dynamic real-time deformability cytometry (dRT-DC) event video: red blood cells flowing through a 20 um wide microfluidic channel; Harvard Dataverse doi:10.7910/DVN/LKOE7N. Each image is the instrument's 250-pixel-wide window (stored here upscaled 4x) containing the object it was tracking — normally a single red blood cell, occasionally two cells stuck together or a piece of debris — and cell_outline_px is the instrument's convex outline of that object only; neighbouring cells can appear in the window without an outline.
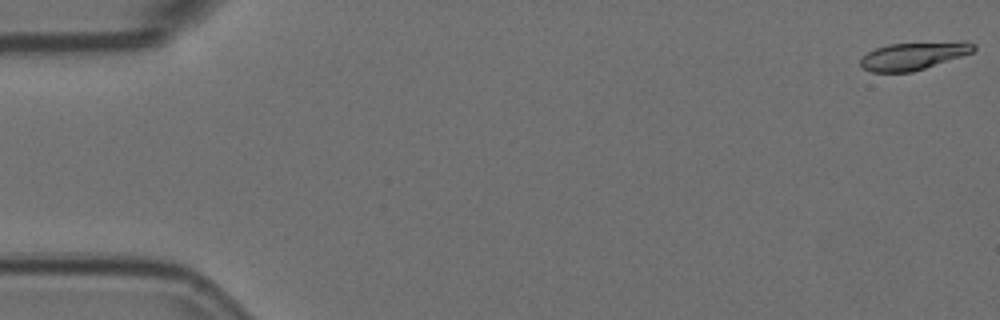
{"species": "Egyptian fruit bat (a non-hibernating species)", "species_latin": "Rousettus aegyptiacus", "temperature_condition": "room temperature", "stored_images_in_passage": 4, "camera_frame_rate_fps": 3000, "um_per_image_px": 0.085, "animal": {"sex": "female"}, "frame": {"image": 1, "passage_image": 1, "time_ms": 0.0, "image_size_px": [1000, 320], "cell_outline_px": [[976, 48], [972, 52], [912, 72], [872, 72], [864, 68], [860, 64], [860, 60], [868, 52], [876, 48], [888, 44], [964, 40], [976, 44]], "centroid_in_image_um": [77.68, 4.72], "position_along_channel_um": 7.3, "area_um2": 18.26}}
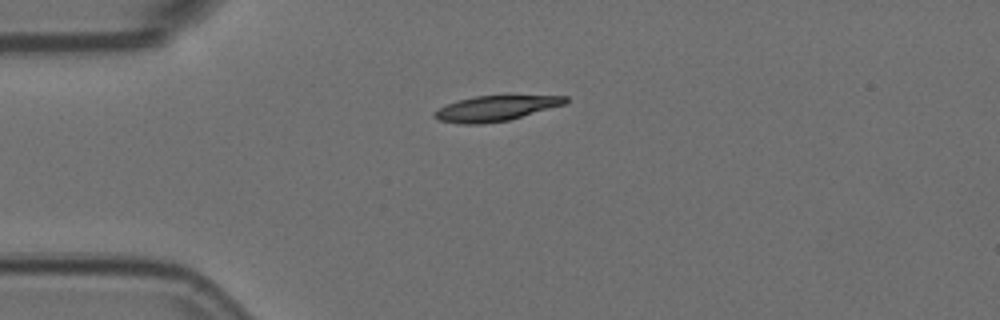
{"frame": {"image": 2, "passage_image": 4, "time_ms": 1.0, "image_size_px": [1000, 320], "cell_outline_px": [[568, 100], [564, 104], [508, 120], [480, 124], [460, 124], [440, 120], [432, 116], [432, 112], [448, 104], [460, 100], [476, 96], [568, 96]], "centroid_in_image_um": [42.09, 9.22], "position_along_channel_um": 42.9, "area_um2": 18.84}}